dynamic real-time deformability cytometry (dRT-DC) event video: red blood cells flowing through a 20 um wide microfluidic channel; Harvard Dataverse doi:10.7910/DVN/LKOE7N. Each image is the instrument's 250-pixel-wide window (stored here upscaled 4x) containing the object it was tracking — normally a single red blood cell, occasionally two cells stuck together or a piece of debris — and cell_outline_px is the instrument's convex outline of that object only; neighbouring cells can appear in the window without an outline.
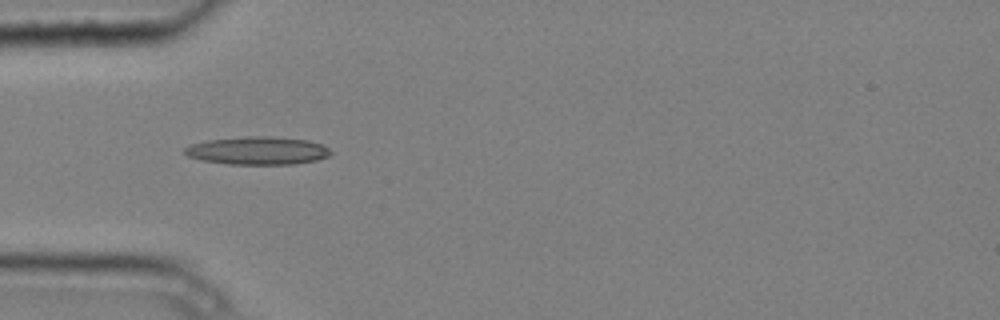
{"species": "common noctule bat (a hibernating species)", "species_latin": "Nyctalus noctula", "temperature_condition": "cold", "stored_images_in_passage": 7, "camera_frame_rate_fps": 3000, "um_per_image_px": 0.085, "animal": {"sex": "male", "body_mass_g": 20.4}, "frame": {"image": 1, "passage_image": 3, "time_ms": 0.667, "image_size_px": [1000, 320], "cell_outline_px": [[332, 152], [328, 156], [316, 160], [296, 164], [228, 164], [200, 160], [188, 156], [184, 152], [184, 148], [192, 144], [208, 140], [244, 136], [272, 136], [308, 140], [324, 144]], "centroid_in_image_um": [21.92, 12.8], "position_along_channel_um": 63.1, "area_um2": 23.93}}
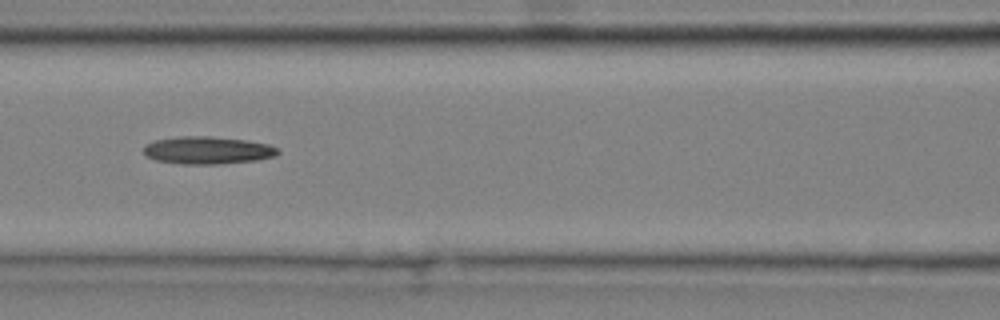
{"frame": {"image": 2, "passage_image": 5, "time_ms": 1.333, "image_size_px": [1000, 320], "cell_outline_px": [[280, 152], [276, 156], [256, 160], [220, 164], [180, 164], [156, 160], [148, 156], [144, 152], [144, 144], [156, 140], [180, 136], [208, 136], [244, 140], [268, 144], [280, 148]], "centroid_in_image_um": [17.67, 12.78], "position_along_channel_um": 148.9, "area_um2": 21.56}}
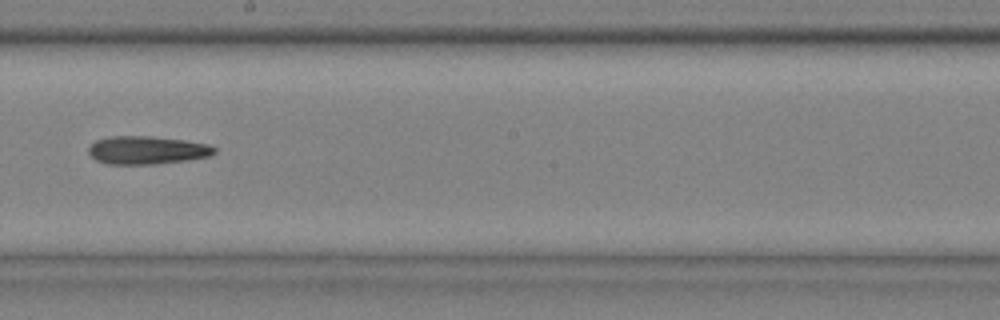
{"frame": {"image": 3, "passage_image": 7, "time_ms": 2.0, "image_size_px": [1000, 320], "cell_outline_px": [[216, 152], [208, 156], [188, 160], [156, 164], [108, 164], [96, 160], [88, 152], [88, 148], [96, 140], [108, 136], [152, 136], [184, 140], [208, 144], [216, 148]], "centroid_in_image_um": [12.49, 12.76], "position_along_channel_um": 235.7, "area_um2": 20.63}}